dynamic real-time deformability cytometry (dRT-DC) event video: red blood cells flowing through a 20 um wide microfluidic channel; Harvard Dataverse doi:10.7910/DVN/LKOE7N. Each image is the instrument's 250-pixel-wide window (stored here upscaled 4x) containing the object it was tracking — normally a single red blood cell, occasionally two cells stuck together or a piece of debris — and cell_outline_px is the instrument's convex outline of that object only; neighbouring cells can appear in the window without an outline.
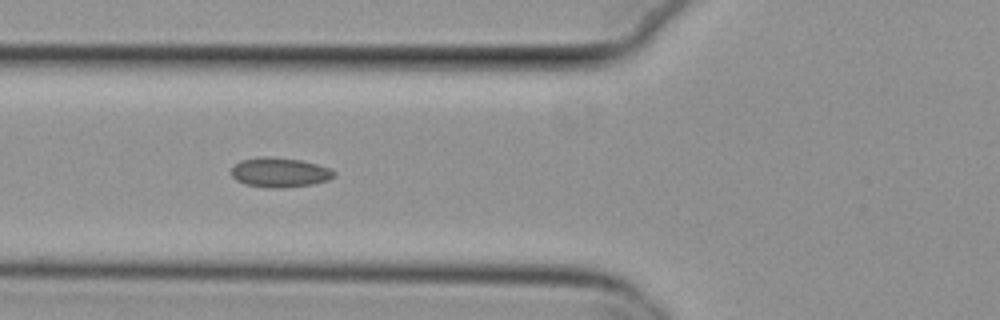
{"species": "common noctule bat (a hibernating species)", "species_latin": "Nyctalus noctula", "temperature_condition": "cold", "stored_images_in_passage": 8, "camera_frame_rate_fps": 3000, "um_per_image_px": 0.085, "animal": {"sex": "female", "body_mass_g": 29.2, "forearm_length_mm": 56.3}, "frame": {"image": 1, "passage_image": 4, "time_ms": 1.0, "image_size_px": [1000, 320], "cell_outline_px": [[336, 176], [328, 180], [312, 184], [284, 188], [268, 188], [244, 184], [236, 180], [232, 176], [232, 168], [240, 160], [260, 156], [272, 156], [300, 160], [316, 164], [328, 168], [336, 172]], "centroid_in_image_um": [23.76, 14.65], "position_along_channel_um": 102.0, "area_um2": 17.86}}
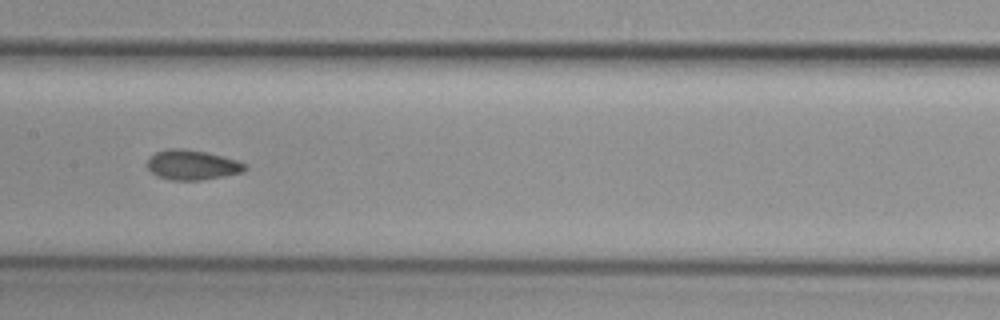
{"frame": {"image": 2, "passage_image": 6, "time_ms": 1.667, "image_size_px": [1000, 320], "cell_outline_px": [[248, 168], [244, 172], [224, 176], [200, 180], [172, 180], [156, 176], [148, 168], [148, 156], [164, 148], [180, 148], [208, 152], [236, 160], [248, 164]], "centroid_in_image_um": [16.35, 14.01], "position_along_channel_um": 191.1, "area_um2": 17.22}}
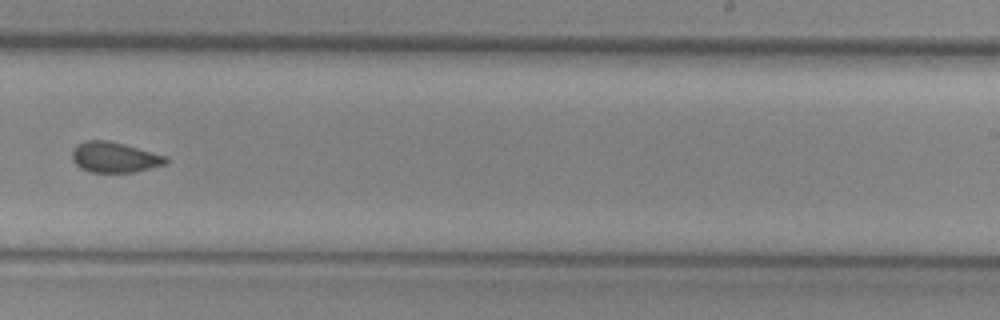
{"frame": {"image": 3, "passage_image": 8, "time_ms": 2.333, "image_size_px": [1000, 320], "cell_outline_px": [[168, 164], [136, 172], [88, 172], [80, 168], [72, 160], [72, 152], [76, 144], [88, 140], [108, 140], [124, 144], [168, 156]], "centroid_in_image_um": [9.76, 13.37], "position_along_channel_um": 279.2, "area_um2": 16.88}}